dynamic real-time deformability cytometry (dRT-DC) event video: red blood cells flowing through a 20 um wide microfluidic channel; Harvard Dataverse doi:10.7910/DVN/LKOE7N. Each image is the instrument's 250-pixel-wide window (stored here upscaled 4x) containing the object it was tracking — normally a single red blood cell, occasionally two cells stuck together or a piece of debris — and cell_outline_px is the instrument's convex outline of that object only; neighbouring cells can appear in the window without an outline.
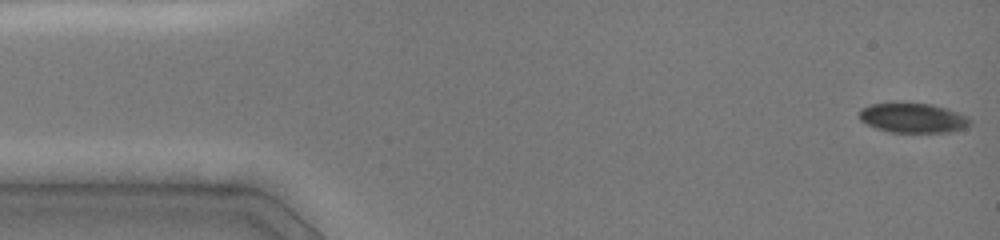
{"species": "common noctule bat (a hibernating species)", "species_latin": "Nyctalus noctula", "temperature_condition": "cold", "stored_images_in_passage": 65, "camera_frame_rate_fps": 3000, "um_per_image_px": 0.085, "animal": {"sex": "female", "body_mass_g": 19.0, "forearm_length_mm": 51.5}, "frame": {"image": 1, "passage_image": 1, "time_ms": 0.0, "image_size_px": [1000, 240], "cell_outline_px": [[972, 124], [964, 128], [948, 132], [892, 132], [876, 128], [860, 120], [860, 108], [872, 104], [892, 100], [932, 104], [968, 116], [972, 120]], "centroid_in_image_um": [77.58, 9.98], "position_along_channel_um": 7.4, "area_um2": 19.65}}
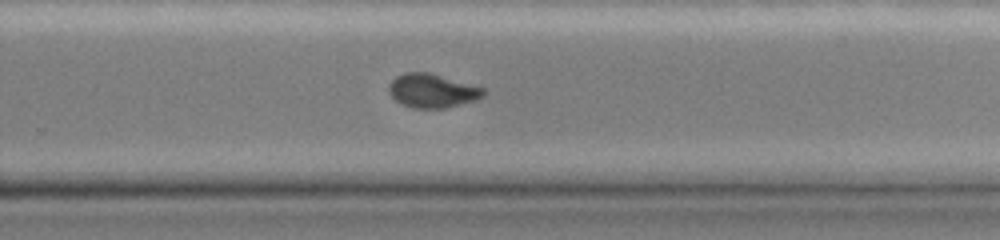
{"frame": {"image": 2, "passage_image": 45, "time_ms": 10.0, "image_size_px": [1000, 240], "cell_outline_px": [[488, 92], [484, 96], [476, 100], [444, 108], [412, 108], [396, 100], [388, 92], [388, 84], [396, 76], [404, 72], [428, 72], [484, 88]], "centroid_in_image_um": [36.74, 7.71], "position_along_channel_um": 293.1, "area_um2": 18.61}}
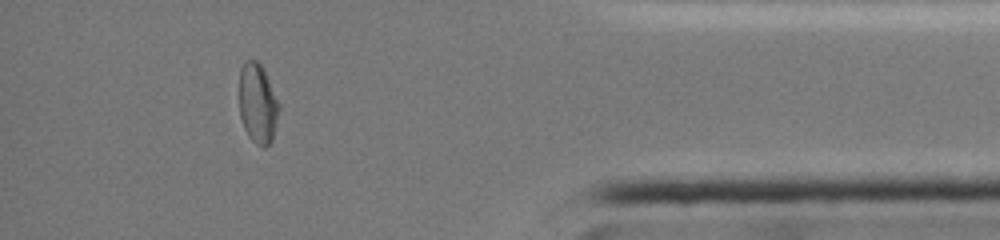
{"frame": {"image": 3, "passage_image": 56, "time_ms": 13.667, "image_size_px": [1000, 240], "cell_outline_px": [[280, 108], [272, 140], [264, 148], [256, 144], [248, 136], [244, 128], [240, 116], [240, 68], [244, 60], [256, 60], [264, 68], [280, 104]], "centroid_in_image_um": [21.91, 8.78], "position_along_channel_um": 413.3, "area_um2": 18.67}, "authors_computed_cell_mechanics": {"area_um2": 19.9988, "velocity_mm_per_s": 4.0127, "shape_relaxation_time_tau1_ms": null, "shape_relaxation_time_tau2_ms": 2.0778, "deformation_change_tau1": null, "deformation_change_tau2": 0.0333}}